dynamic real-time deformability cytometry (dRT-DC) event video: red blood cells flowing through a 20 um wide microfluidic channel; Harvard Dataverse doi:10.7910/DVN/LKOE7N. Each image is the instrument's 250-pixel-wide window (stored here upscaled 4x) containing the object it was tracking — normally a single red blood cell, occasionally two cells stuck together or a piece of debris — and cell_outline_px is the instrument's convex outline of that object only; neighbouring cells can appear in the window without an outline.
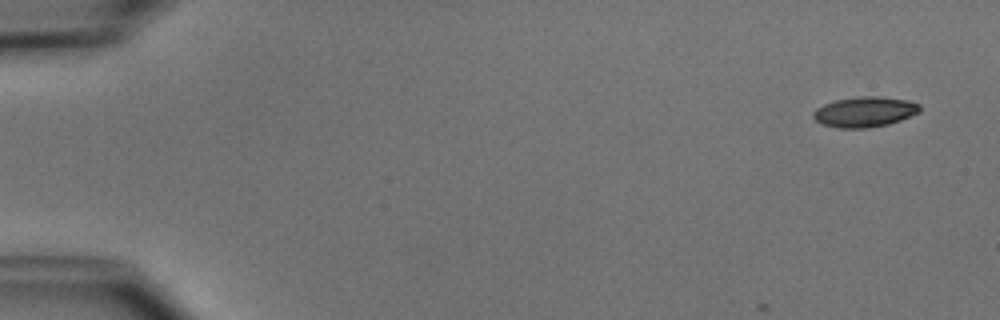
{"species": "common noctule bat (a hibernating species)", "species_latin": "Nyctalus noctula", "temperature_condition": "cold", "stored_images_in_passage": 4, "camera_frame_rate_fps": 3000, "um_per_image_px": 0.085, "animal": {"sex": "male", "body_mass_g": 15.6}, "frame": {"image": 1, "passage_image": 1, "time_ms": 0.0, "image_size_px": [1000, 320], "cell_outline_px": [[920, 112], [900, 120], [888, 124], [868, 128], [840, 128], [824, 124], [816, 120], [812, 116], [812, 112], [816, 108], [824, 104], [836, 100], [860, 96], [876, 96], [908, 100], [920, 104]], "centroid_in_image_um": [73.5, 9.5], "position_along_channel_um": 11.5, "area_um2": 18.73}}
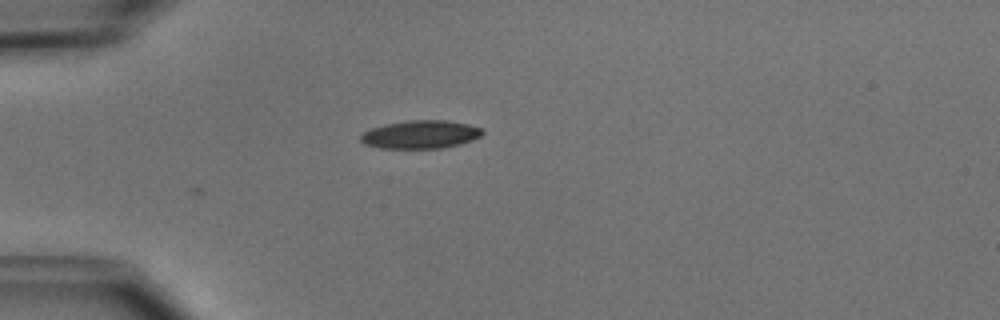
{"frame": {"image": 2, "passage_image": 4, "time_ms": 4.0, "image_size_px": [1000, 320], "cell_outline_px": [[484, 132], [480, 136], [472, 140], [460, 144], [444, 148], [380, 148], [364, 144], [360, 140], [360, 136], [364, 132], [372, 128], [384, 124], [408, 120], [444, 120], [468, 124], [480, 128]], "centroid_in_image_um": [35.73, 11.43], "position_along_channel_um": 49.3, "area_um2": 19.94}}